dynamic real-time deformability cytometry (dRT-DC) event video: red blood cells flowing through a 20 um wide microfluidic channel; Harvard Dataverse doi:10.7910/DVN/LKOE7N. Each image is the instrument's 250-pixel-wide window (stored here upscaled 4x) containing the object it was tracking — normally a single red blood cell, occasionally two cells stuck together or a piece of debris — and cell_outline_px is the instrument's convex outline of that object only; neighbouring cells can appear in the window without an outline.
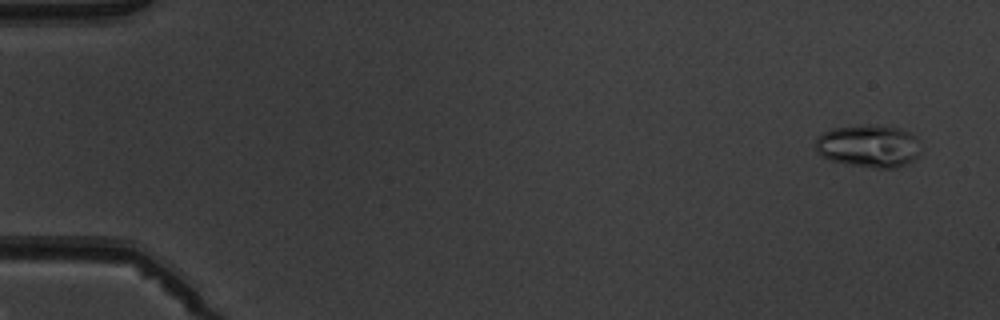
{"species": "common noctule bat (a hibernating species)", "species_latin": "Nyctalus noctula", "temperature_condition": "warm", "stored_images_in_passage": 5, "camera_frame_rate_fps": 3000, "um_per_image_px": 0.085, "animal": {"sex": "male", "body_mass_g": 19.5, "forearm_length_mm": 54.6}, "frame": {"image": 1, "passage_image": 1, "time_ms": 0.0, "image_size_px": [1000, 320], "cell_outline_px": [[916, 156], [908, 164], [896, 168], [876, 168], [848, 164], [832, 160], [820, 156], [816, 152], [816, 136], [832, 128], [900, 128], [916, 136]], "centroid_in_image_um": [73.78, 12.47], "position_along_channel_um": 11.2, "area_um2": 24.97}}